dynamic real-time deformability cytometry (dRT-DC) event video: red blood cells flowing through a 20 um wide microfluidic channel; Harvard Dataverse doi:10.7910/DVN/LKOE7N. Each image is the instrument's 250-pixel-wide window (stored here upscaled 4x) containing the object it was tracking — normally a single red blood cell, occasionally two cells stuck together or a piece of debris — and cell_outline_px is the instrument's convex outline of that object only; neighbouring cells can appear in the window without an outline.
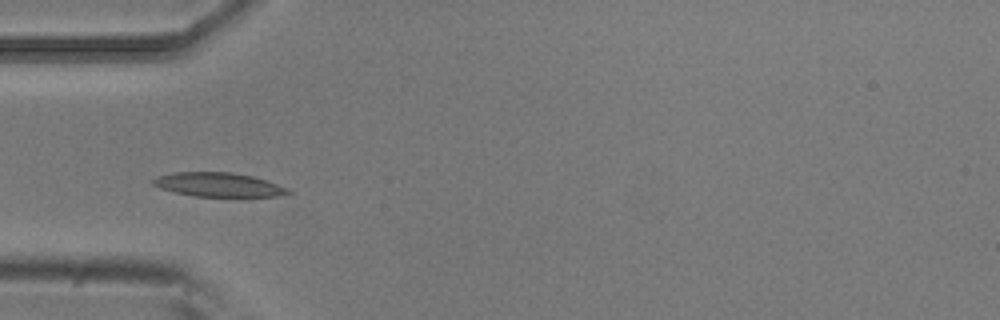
{"species": "common noctule bat (a hibernating species)", "species_latin": "Nyctalus noctula", "temperature_condition": "room temperature", "stored_images_in_passage": 10, "camera_frame_rate_fps": 3000, "um_per_image_px": 0.085, "animal": {"sex": "male", "body_mass_g": 20.5, "forearm_length_mm": 52.5}, "frame": {"image": 1, "passage_image": 4, "time_ms": 1.0, "image_size_px": [1000, 320], "cell_outline_px": [[292, 192], [280, 196], [196, 196], [176, 192], [160, 188], [152, 184], [152, 180], [156, 176], [176, 172], [232, 172], [252, 176], [288, 188]], "centroid_in_image_um": [18.55, 15.69], "position_along_channel_um": 66.5, "area_um2": 18.67}}
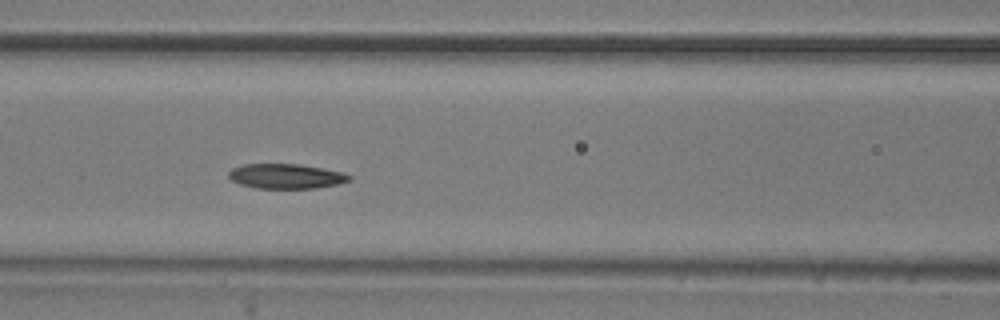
{"frame": {"image": 2, "passage_image": 6, "time_ms": 1.667, "image_size_px": [1000, 320], "cell_outline_px": [[352, 180], [336, 184], [316, 188], [256, 188], [240, 184], [232, 180], [228, 176], [228, 172], [232, 168], [244, 164], [300, 164], [324, 168], [340, 172], [352, 176]], "centroid_in_image_um": [24.3, 14.97], "position_along_channel_um": 142.3, "area_um2": 17.4}}
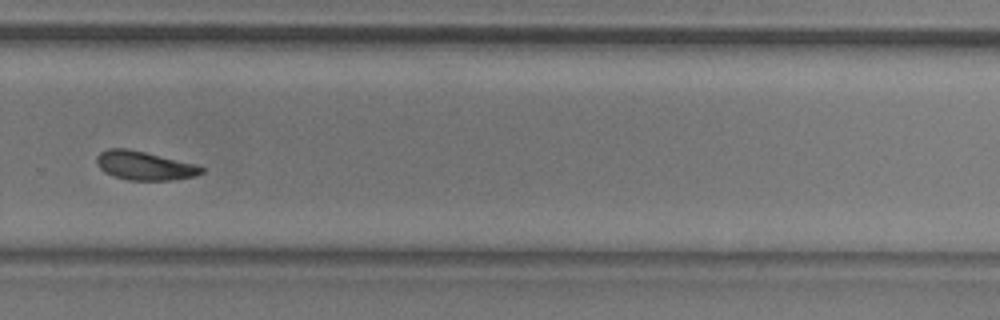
{"frame": {"image": 3, "passage_image": 10, "time_ms": 3.0, "image_size_px": [1000, 320], "cell_outline_px": [[204, 172], [196, 176], [172, 180], [128, 180], [104, 172], [100, 168], [96, 160], [96, 156], [100, 152], [108, 148], [128, 148], [196, 164], [204, 168]], "centroid_in_image_um": [12.29, 14.07], "position_along_channel_um": 317.5, "area_um2": 17.57}}